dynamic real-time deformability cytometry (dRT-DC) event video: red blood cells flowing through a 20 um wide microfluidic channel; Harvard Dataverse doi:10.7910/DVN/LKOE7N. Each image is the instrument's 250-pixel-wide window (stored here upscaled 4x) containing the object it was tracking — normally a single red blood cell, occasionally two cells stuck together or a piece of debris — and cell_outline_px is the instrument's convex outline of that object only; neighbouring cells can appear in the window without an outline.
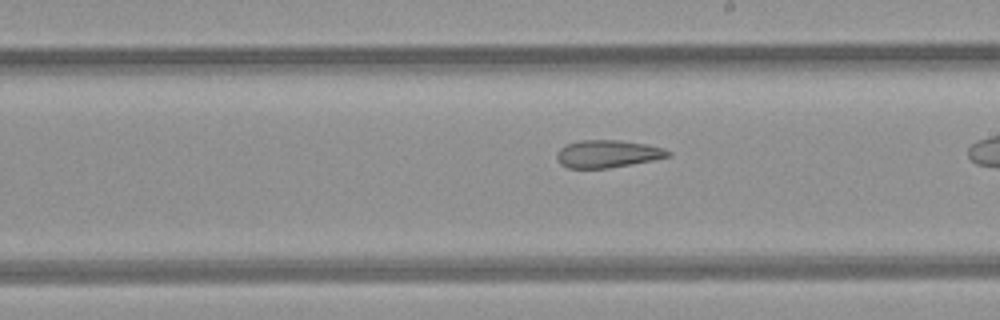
{"species": "common noctule bat (a hibernating species)", "species_latin": "Nyctalus noctula", "temperature_condition": "room temperature", "stored_images_in_passage": 24, "camera_frame_rate_fps": 3000, "um_per_image_px": 0.085, "animal": {"sex": "female", "body_mass_g": 21.9}, "frame": {"image": 1, "passage_image": 14, "time_ms": 4.333, "image_size_px": [1000, 320], "cell_outline_px": [[672, 156], [652, 160], [608, 168], [568, 168], [560, 164], [556, 160], [556, 152], [564, 144], [580, 140], [620, 140], [644, 144], [664, 148], [672, 152]], "centroid_in_image_um": [51.61, 13.07], "position_along_channel_um": 237.4, "area_um2": 17.98}}
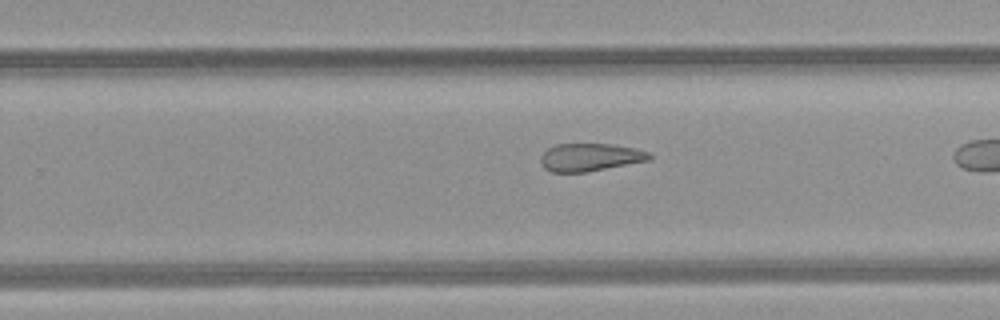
{"frame": {"image": 2, "passage_image": 17, "time_ms": 5.333, "image_size_px": [1000, 320], "cell_outline_px": [[652, 160], [584, 172], [552, 172], [544, 168], [540, 164], [540, 156], [548, 148], [556, 144], [612, 144], [636, 148], [648, 152], [652, 156]], "centroid_in_image_um": [50.16, 13.36], "position_along_channel_um": 279.6, "area_um2": 17.69}}